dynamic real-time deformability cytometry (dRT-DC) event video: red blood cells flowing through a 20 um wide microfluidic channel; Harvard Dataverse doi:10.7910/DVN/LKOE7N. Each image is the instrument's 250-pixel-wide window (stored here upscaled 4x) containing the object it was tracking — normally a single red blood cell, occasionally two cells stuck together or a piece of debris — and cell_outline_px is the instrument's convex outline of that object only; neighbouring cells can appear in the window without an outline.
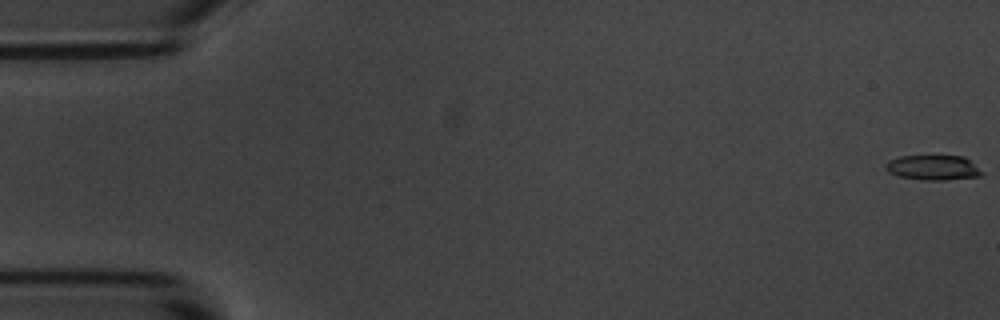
{"species": "common noctule bat (a hibernating species)", "species_latin": "Nyctalus noctula", "temperature_condition": "room temperature", "stored_images_in_passage": 55, "camera_frame_rate_fps": 3000, "um_per_image_px": 0.085, "animal": {"sex": "male", "body_mass_g": 20.1, "forearm_length_mm": 53.5}, "frame": {"image": 1, "passage_image": 1, "time_ms": 0.0, "image_size_px": [1000, 320], "cell_outline_px": [[984, 172], [980, 176], [944, 180], [924, 180], [900, 176], [888, 172], [884, 168], [884, 164], [888, 160], [900, 156], [964, 156]], "centroid_in_image_um": [79.29, 14.24], "position_along_channel_um": 5.7, "area_um2": 13.99}}
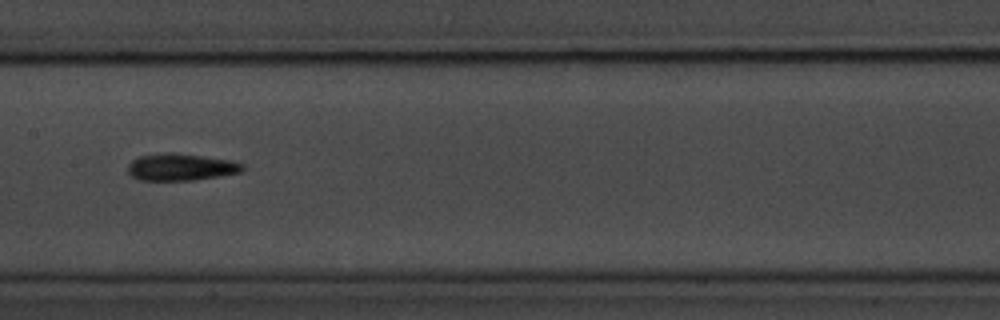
{"frame": {"image": 2, "passage_image": 28, "time_ms": 9.0, "image_size_px": [1000, 320], "cell_outline_px": [[244, 168], [240, 172], [220, 176], [192, 180], [140, 180], [132, 176], [128, 172], [128, 164], [132, 160], [140, 156], [164, 152], [172, 152], [232, 160], [244, 164]], "centroid_in_image_um": [15.37, 14.19], "position_along_channel_um": 192.0, "area_um2": 18.03}}
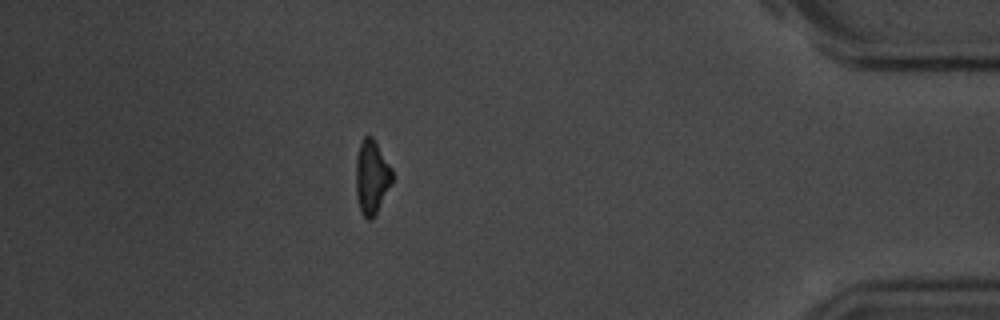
{"frame": {"image": 3, "passage_image": 49, "time_ms": 16.0, "image_size_px": [1000, 320], "cell_outline_px": [[392, 180], [376, 216], [372, 220], [368, 220], [364, 216], [360, 208], [356, 196], [356, 156], [360, 144], [364, 136], [372, 136], [392, 168]], "centroid_in_image_um": [31.59, 15.06], "position_along_channel_um": 403.6, "area_um2": 15.61}}